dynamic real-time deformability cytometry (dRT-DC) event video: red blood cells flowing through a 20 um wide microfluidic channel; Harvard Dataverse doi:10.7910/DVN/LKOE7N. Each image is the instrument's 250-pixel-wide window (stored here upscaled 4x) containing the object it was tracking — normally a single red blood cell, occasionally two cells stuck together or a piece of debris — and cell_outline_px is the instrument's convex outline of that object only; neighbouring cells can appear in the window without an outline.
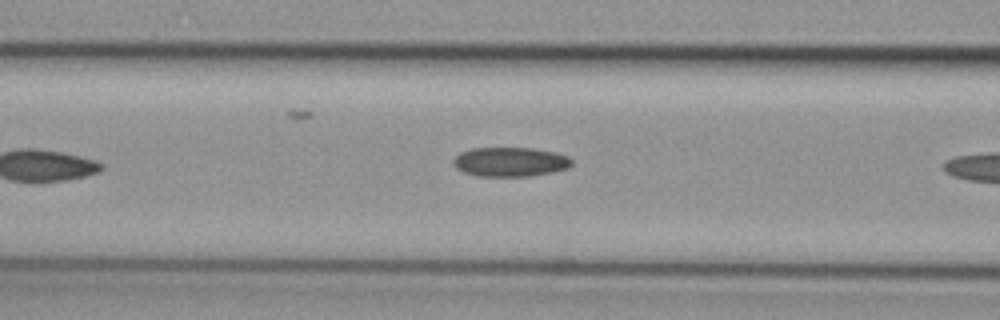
{"species": "common noctule bat (a hibernating species)", "species_latin": "Nyctalus noctula", "temperature_condition": "cold", "stored_images_in_passage": 7, "camera_frame_rate_fps": 3000, "um_per_image_px": 0.085, "animal": {"sex": "female", "body_mass_g": 29.2, "forearm_length_mm": 56.3}, "frame": {"image": 1, "passage_image": 6, "time_ms": 1.667, "image_size_px": [1000, 320], "cell_outline_px": [[572, 164], [568, 168], [552, 172], [528, 176], [476, 176], [464, 172], [456, 168], [452, 164], [452, 160], [460, 152], [472, 148], [532, 148], [556, 152], [568, 156], [572, 160]], "centroid_in_image_um": [43.35, 13.75], "position_along_channel_um": 123.2, "area_um2": 20.35}}